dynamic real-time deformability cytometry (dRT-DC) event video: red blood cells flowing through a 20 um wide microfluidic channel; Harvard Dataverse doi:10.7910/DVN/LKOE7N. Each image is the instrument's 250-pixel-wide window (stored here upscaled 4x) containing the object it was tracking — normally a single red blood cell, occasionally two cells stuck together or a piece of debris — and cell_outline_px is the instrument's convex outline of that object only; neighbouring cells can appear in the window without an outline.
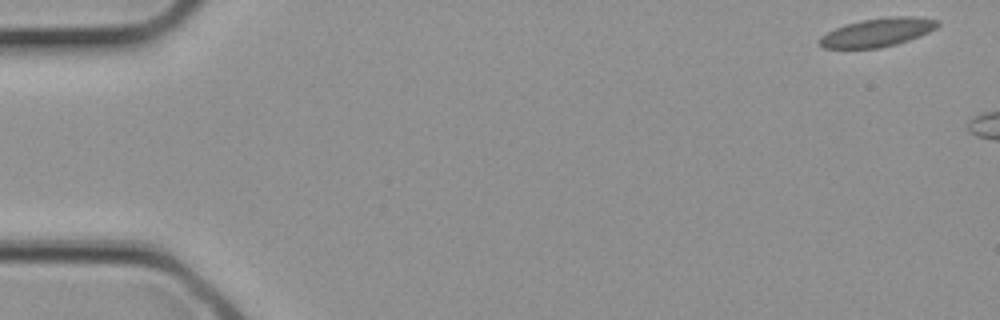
{"species": "common noctule bat (a hibernating species)", "species_latin": "Nyctalus noctula", "temperature_condition": "cold", "stored_images_in_passage": 2, "camera_frame_rate_fps": 3000, "um_per_image_px": 0.085, "animal": {"sex": "female", "body_mass_g": 21.9}, "frame": {"image": 1, "passage_image": 1, "time_ms": 0.0, "image_size_px": [1000, 320], "cell_outline_px": [[940, 24], [936, 28], [928, 32], [908, 40], [896, 44], [880, 48], [824, 48], [816, 44], [816, 40], [820, 36], [844, 24], [860, 20], [888, 16], [916, 16], [940, 20]], "centroid_in_image_um": [74.56, 2.74], "position_along_channel_um": 10.4, "area_um2": 19.88}}